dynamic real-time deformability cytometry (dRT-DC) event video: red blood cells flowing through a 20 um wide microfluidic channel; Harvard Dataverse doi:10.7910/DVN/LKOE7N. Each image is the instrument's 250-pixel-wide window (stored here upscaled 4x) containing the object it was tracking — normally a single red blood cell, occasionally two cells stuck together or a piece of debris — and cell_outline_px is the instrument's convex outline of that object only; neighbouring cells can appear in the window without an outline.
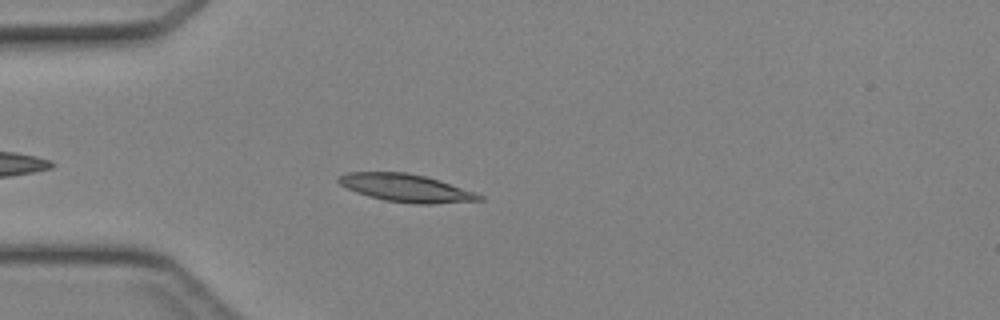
{"species": "Egyptian fruit bat (a non-hibernating species)", "species_latin": "Rousettus aegyptiacus", "temperature_condition": "cold", "stored_images_in_passage": 37, "camera_frame_rate_fps": 3000, "um_per_image_px": 0.085, "animal": {"sex": "female"}, "frame": {"image": 1, "passage_image": 4, "time_ms": 1.0, "image_size_px": [1000, 320], "cell_outline_px": [[484, 200], [432, 204], [416, 204], [384, 200], [368, 196], [356, 192], [340, 184], [336, 180], [340, 176], [348, 172], [404, 172], [424, 176], [440, 180], [476, 192], [484, 196]], "centroid_in_image_um": [34.56, 15.98], "position_along_channel_um": 50.4, "area_um2": 22.77}}
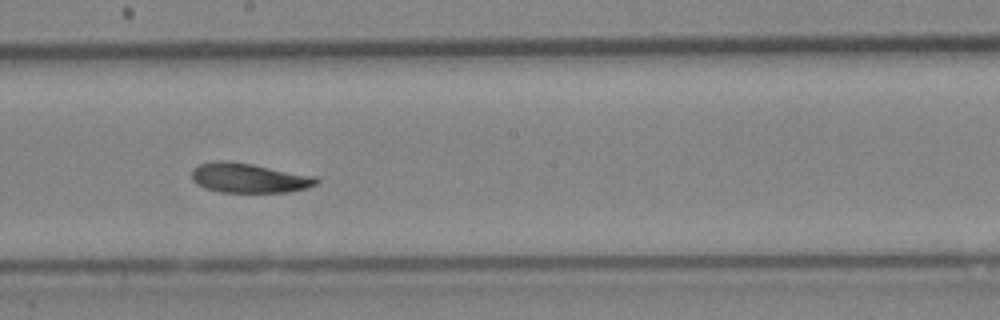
{"frame": {"image": 2, "passage_image": 17, "time_ms": 5.333, "image_size_px": [1000, 320], "cell_outline_px": [[320, 180], [316, 184], [308, 188], [288, 192], [220, 192], [204, 188], [192, 180], [192, 172], [200, 164], [216, 160], [228, 160], [252, 164], [316, 176]], "centroid_in_image_um": [21.18, 15.13], "position_along_channel_um": 227.0, "area_um2": 21.56}}
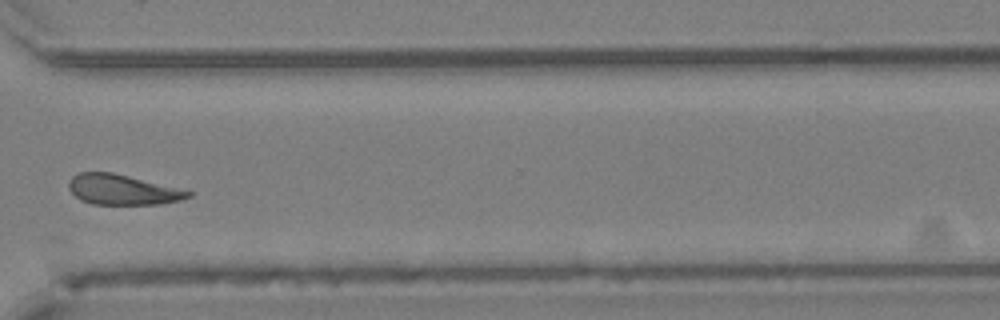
{"frame": {"image": 3, "passage_image": 26, "time_ms": 8.333, "image_size_px": [1000, 320], "cell_outline_px": [[192, 196], [180, 200], [160, 204], [92, 204], [80, 200], [68, 188], [68, 180], [72, 176], [80, 172], [112, 172], [192, 192]], "centroid_in_image_um": [10.35, 16.12], "position_along_channel_um": 360.3, "area_um2": 20.75}}